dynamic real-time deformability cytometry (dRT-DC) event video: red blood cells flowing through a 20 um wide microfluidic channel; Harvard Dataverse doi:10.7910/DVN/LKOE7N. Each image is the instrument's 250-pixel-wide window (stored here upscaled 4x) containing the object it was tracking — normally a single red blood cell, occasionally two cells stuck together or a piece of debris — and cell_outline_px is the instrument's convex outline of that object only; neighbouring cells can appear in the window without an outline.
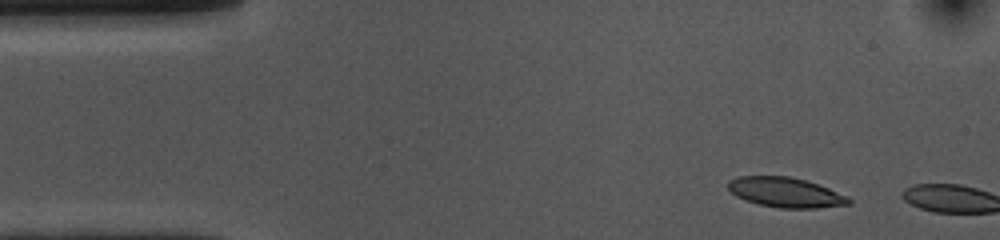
{"species": "common noctule bat (a hibernating species)", "species_latin": "Nyctalus noctula", "temperature_condition": "cold", "stored_images_in_passage": 2, "camera_frame_rate_fps": 3000, "um_per_image_px": 0.085, "animal": {"sex": "female", "body_mass_g": 10.0, "forearm_length_mm": 53.1}, "frame": {"image": 1, "passage_image": 1, "time_ms": 0.0, "image_size_px": [1000, 240], "cell_outline_px": [[852, 204], [816, 208], [780, 208], [760, 204], [744, 200], [736, 196], [728, 188], [728, 180], [736, 176], [788, 176], [804, 180], [828, 188], [848, 196], [852, 200]], "centroid_in_image_um": [66.77, 16.35], "position_along_channel_um": 18.2, "area_um2": 20.98}}